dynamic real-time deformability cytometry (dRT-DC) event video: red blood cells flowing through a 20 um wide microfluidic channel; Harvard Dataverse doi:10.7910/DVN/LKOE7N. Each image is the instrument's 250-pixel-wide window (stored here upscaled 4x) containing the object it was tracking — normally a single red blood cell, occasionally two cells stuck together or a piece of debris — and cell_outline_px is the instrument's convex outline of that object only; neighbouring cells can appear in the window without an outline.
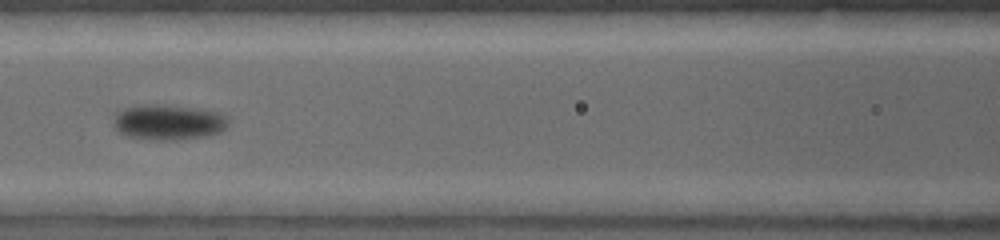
{"species": "common noctule bat (a hibernating species)", "species_latin": "Nyctalus noctula", "temperature_condition": "warm", "stored_images_in_passage": 6, "camera_frame_rate_fps": 5000, "um_per_image_px": 0.085, "animal": {"sex": "female", "body_mass_g": 19.0, "forearm_length_mm": 53.3}, "frame": {"image": 1, "passage_image": 4, "time_ms": 1.8, "image_size_px": [1000, 240], "cell_outline_px": [[228, 124], [220, 132], [204, 136], [164, 140], [160, 140], [128, 136], [120, 132], [116, 128], [116, 112], [124, 108], [140, 104], [160, 104], [196, 108], [216, 112], [228, 116]], "centroid_in_image_um": [14.33, 10.36], "position_along_channel_um": 152.3, "area_um2": 23.24}}
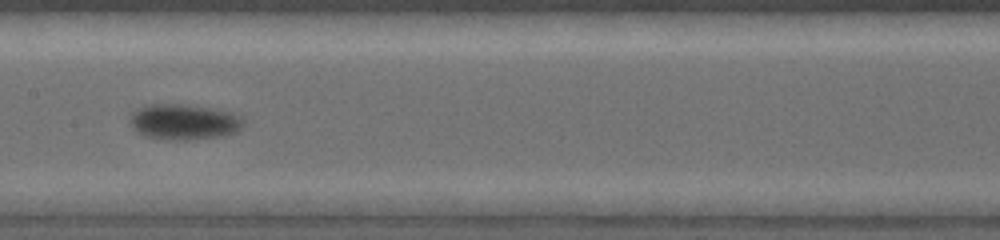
{"frame": {"image": 2, "passage_image": 5, "time_ms": 2.4, "image_size_px": [1000, 240], "cell_outline_px": [[244, 124], [236, 132], [216, 136], [184, 140], [176, 140], [148, 136], [132, 128], [128, 120], [132, 112], [136, 108], [144, 104], [188, 104], [212, 108], [232, 112], [240, 116], [244, 120]], "centroid_in_image_um": [15.6, 10.32], "position_along_channel_um": 191.8, "area_um2": 23.52}}
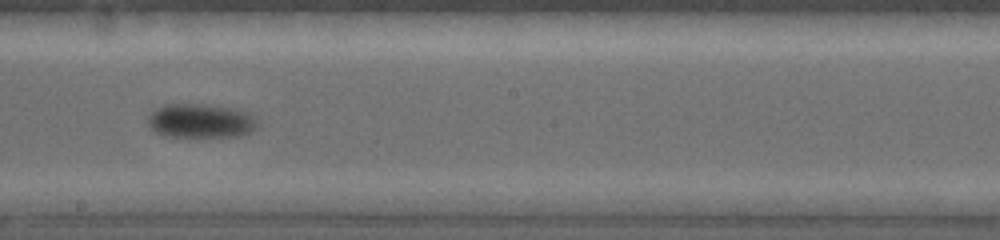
{"frame": {"image": 3, "passage_image": 6, "time_ms": 3.0, "image_size_px": [1000, 240], "cell_outline_px": [[260, 124], [256, 128], [240, 136], [168, 136], [156, 132], [148, 124], [148, 116], [152, 108], [164, 104], [204, 104], [232, 108], [244, 112], [252, 116]], "centroid_in_image_um": [17.01, 10.26], "position_along_channel_um": 231.2, "area_um2": 21.68}}